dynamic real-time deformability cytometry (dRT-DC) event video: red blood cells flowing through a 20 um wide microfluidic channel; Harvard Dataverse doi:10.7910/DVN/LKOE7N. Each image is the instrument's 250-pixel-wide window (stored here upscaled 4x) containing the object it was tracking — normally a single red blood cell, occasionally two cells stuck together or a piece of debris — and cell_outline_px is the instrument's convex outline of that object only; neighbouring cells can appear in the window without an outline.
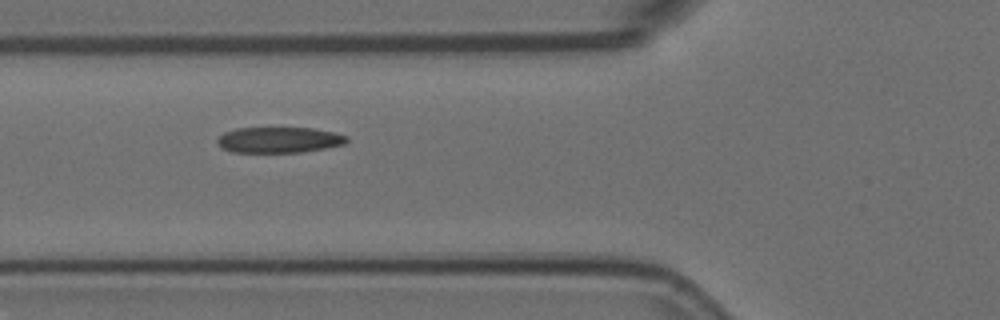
{"species": "Egyptian fruit bat (a non-hibernating species)", "species_latin": "Rousettus aegyptiacus", "temperature_condition": "room temperature", "stored_images_in_passage": 5, "camera_frame_rate_fps": 3000, "um_per_image_px": 0.085, "animal": {"sex": "female"}, "frame": {"image": 1, "passage_image": 2, "time_ms": 0.333, "image_size_px": [1000, 320], "cell_outline_px": [[348, 140], [344, 144], [324, 148], [300, 152], [232, 152], [220, 148], [216, 140], [224, 132], [236, 128], [312, 128], [332, 132], [348, 136]], "centroid_in_image_um": [23.68, 11.89], "position_along_channel_um": 102.1, "area_um2": 19.36}}
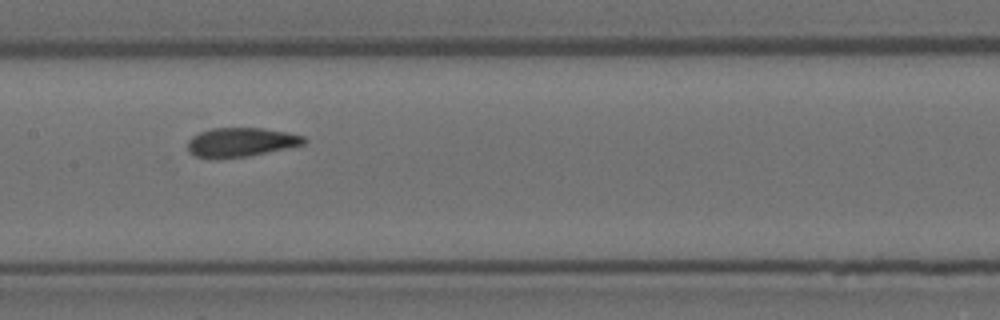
{"frame": {"image": 2, "passage_image": 4, "time_ms": 1.0, "image_size_px": [1000, 320], "cell_outline_px": [[308, 140], [304, 144], [248, 156], [216, 160], [196, 156], [188, 152], [188, 140], [192, 136], [200, 132], [212, 128], [264, 128], [288, 132], [304, 136]], "centroid_in_image_um": [20.45, 12.1], "position_along_channel_um": 186.9, "area_um2": 19.94}}
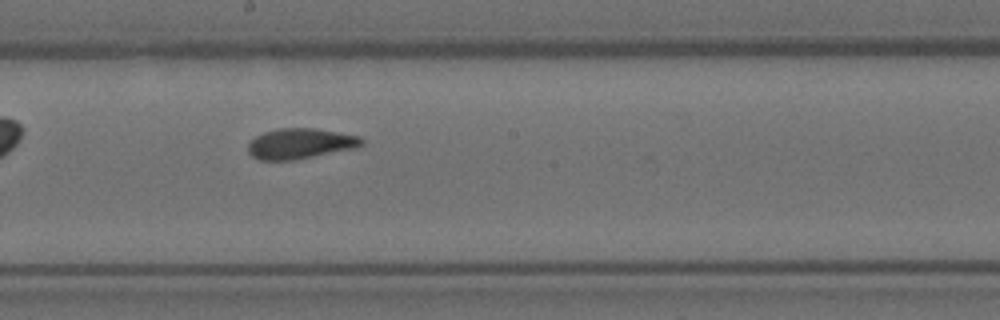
{"frame": {"image": 3, "passage_image": 5, "time_ms": 1.333, "image_size_px": [1000, 320], "cell_outline_px": [[364, 144], [356, 148], [292, 160], [260, 160], [252, 156], [248, 152], [248, 144], [256, 136], [264, 132], [280, 128], [316, 128], [360, 136], [364, 140]], "centroid_in_image_um": [25.54, 12.2], "position_along_channel_um": 222.7, "area_um2": 20.11}}